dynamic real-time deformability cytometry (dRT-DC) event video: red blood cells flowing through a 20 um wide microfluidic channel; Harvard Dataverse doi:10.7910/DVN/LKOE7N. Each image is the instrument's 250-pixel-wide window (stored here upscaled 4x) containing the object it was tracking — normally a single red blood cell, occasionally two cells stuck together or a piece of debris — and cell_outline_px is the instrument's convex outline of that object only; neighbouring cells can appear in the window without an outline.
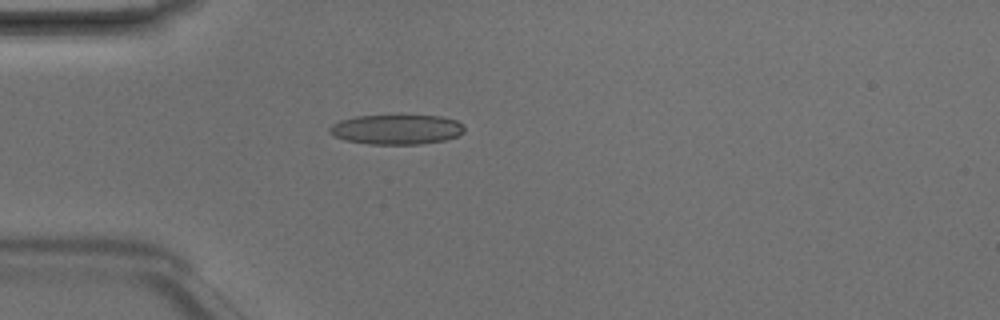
{"species": "Egyptian fruit bat (a non-hibernating species)", "species_latin": "Rousettus aegyptiacus", "temperature_condition": "room temperature", "stored_images_in_passage": 5, "camera_frame_rate_fps": 3000, "um_per_image_px": 0.085, "animal": {"sex": "male"}, "frame": {"image": 1, "passage_image": 5, "time_ms": 1.333, "image_size_px": [1000, 320], "cell_outline_px": [[464, 132], [456, 136], [444, 140], [420, 144], [368, 144], [344, 140], [332, 136], [328, 132], [328, 128], [332, 124], [340, 120], [356, 116], [400, 112], [440, 116], [456, 120], [464, 124]], "centroid_in_image_um": [33.68, 10.95], "position_along_channel_um": 51.3, "area_um2": 24.68}}